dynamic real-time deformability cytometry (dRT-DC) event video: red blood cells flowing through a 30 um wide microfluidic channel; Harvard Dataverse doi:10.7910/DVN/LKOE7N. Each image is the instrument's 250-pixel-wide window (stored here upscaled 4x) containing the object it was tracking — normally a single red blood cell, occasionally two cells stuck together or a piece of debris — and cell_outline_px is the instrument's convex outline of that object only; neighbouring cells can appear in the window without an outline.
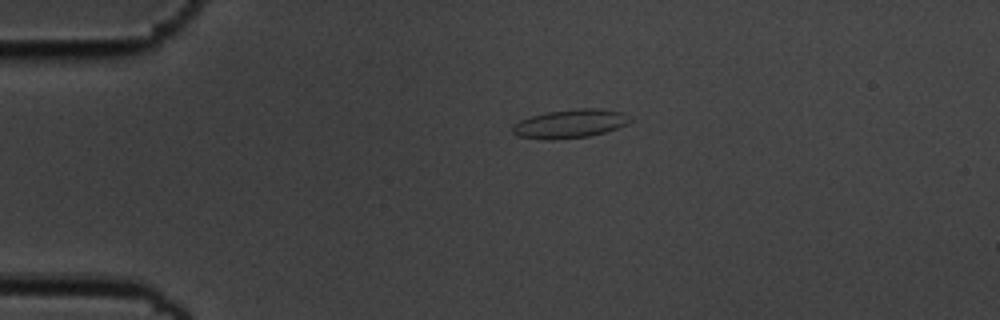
{"species": "common noctule bat (a hibernating species)", "species_latin": "Nyctalus noctula", "temperature_condition": "cold", "stored_images_in_passage": 2, "camera_frame_rate_fps": 3000, "um_per_image_px": 0.085, "animal": {"sex": "male", "body_mass_g": 19.5, "forearm_length_mm": 54.6}, "frame": {"image": 1, "passage_image": 1, "time_ms": 0.0, "image_size_px": [1000, 320], "cell_outline_px": [[632, 120], [628, 124], [604, 132], [588, 136], [552, 140], [516, 136], [512, 132], [512, 124], [520, 120], [532, 116], [548, 112], [580, 108], [600, 108], [624, 112]], "centroid_in_image_um": [48.46, 10.51], "position_along_channel_um": 36.5, "area_um2": 19.59}}